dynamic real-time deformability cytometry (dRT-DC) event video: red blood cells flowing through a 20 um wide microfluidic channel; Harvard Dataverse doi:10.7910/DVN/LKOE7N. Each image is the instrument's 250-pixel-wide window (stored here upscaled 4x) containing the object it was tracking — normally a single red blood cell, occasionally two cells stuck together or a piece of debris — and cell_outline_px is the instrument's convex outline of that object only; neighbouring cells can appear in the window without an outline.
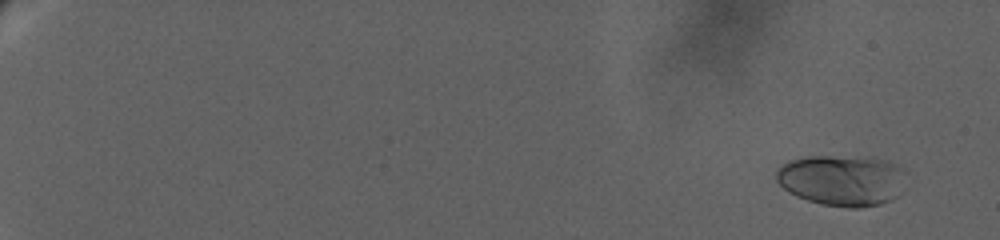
{"species": "human", "species_latin": "Homo sapiens", "temperature_condition": "warm", "stored_images_in_passage": 97, "camera_frame_rate_fps": 3000, "um_per_image_px": 0.085, "donor": {"sex": "female"}, "frame": {"image": 1, "passage_image": 5, "time_ms": 1.333, "image_size_px": [1000, 240], "cell_outline_px": [[908, 172], [896, 196], [892, 200], [880, 204], [860, 208], [848, 208], [820, 204], [796, 196], [788, 192], [776, 180], [776, 172], [788, 160], [808, 156], [872, 156], [888, 160], [904, 168]], "centroid_in_image_um": [71.61, 15.3], "position_along_channel_um": 13.4, "area_um2": 39.19}}
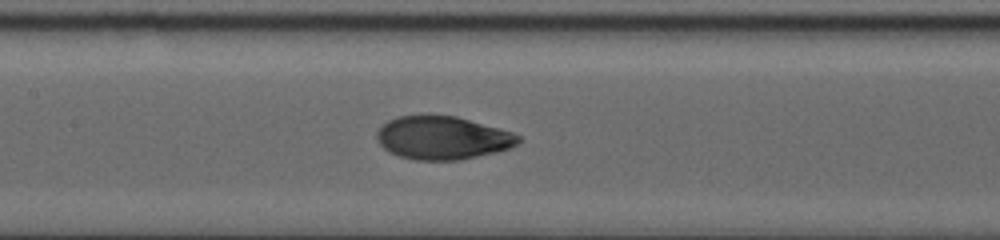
{"frame": {"image": 2, "passage_image": 55, "time_ms": 14.333, "image_size_px": [1000, 240], "cell_outline_px": [[520, 140], [512, 148], [496, 152], [460, 160], [416, 160], [400, 156], [388, 152], [376, 140], [376, 132], [388, 120], [396, 116], [424, 112], [456, 116], [512, 132], [520, 136]], "centroid_in_image_um": [37.57, 11.68], "position_along_channel_um": 169.8, "area_um2": 36.3}}
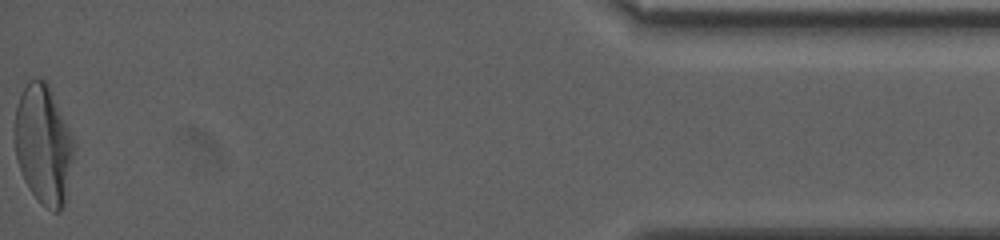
{"frame": {"image": 3, "passage_image": 96, "time_ms": 25.667, "image_size_px": [1000, 240], "cell_outline_px": [[72, 160], [64, 204], [56, 212], [52, 212], [32, 192], [24, 180], [16, 156], [16, 108], [20, 96], [28, 80], [44, 76], [72, 132]], "centroid_in_image_um": [3.69, 12.22], "position_along_channel_um": 431.5, "area_um2": 40.23}, "authors_computed_cell_mechanics": {"area_um2": 36.0094, "velocity_mm_per_s": 2.9015, "shape_relaxation_time_tau1_ms": 6.5422, "shape_relaxation_time_tau2_ms": null, "deformation_change_tau1": 0.2367, "deformation_change_tau2": null}}